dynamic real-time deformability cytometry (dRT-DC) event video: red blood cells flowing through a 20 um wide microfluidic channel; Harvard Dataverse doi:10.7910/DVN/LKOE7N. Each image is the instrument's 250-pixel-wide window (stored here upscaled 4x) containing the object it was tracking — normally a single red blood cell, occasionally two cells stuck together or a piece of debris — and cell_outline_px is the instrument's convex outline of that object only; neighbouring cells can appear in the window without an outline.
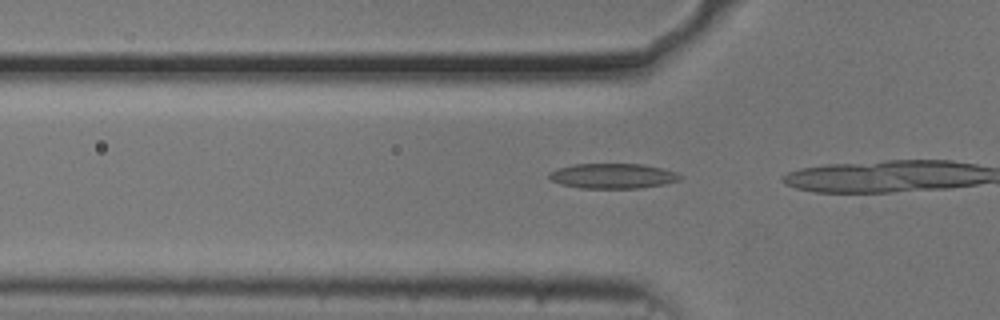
{"species": "common noctule bat (a hibernating species)", "species_latin": "Nyctalus noctula", "temperature_condition": "cold", "stored_images_in_passage": 4, "camera_frame_rate_fps": 3000, "um_per_image_px": 0.085, "animal": {"sex": "male", "body_mass_g": 20.5, "forearm_length_mm": 52.5}, "frame": {"image": 1, "passage_image": 2, "time_ms": 0.333, "image_size_px": [1000, 320], "cell_outline_px": [[684, 176], [680, 180], [664, 184], [640, 188], [580, 188], [560, 184], [552, 180], [548, 176], [548, 172], [556, 168], [572, 164], [644, 164], [676, 172]], "centroid_in_image_um": [52.07, 14.95], "position_along_channel_um": 73.7, "area_um2": 19.25}}